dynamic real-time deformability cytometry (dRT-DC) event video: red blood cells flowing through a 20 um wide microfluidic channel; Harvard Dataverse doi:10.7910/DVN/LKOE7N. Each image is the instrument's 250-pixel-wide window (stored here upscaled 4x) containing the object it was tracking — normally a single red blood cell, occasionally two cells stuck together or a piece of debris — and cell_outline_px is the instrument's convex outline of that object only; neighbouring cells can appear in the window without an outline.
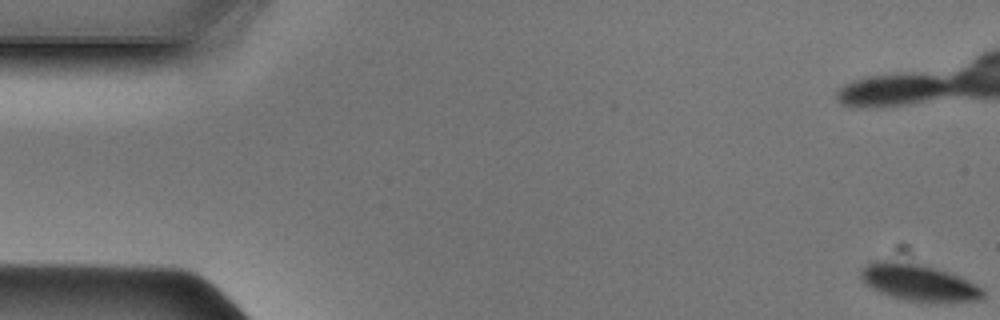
{"species": "Egyptian fruit bat (a non-hibernating species)", "species_latin": "Rousettus aegyptiacus", "temperature_condition": "cold", "stored_images_in_passage": 50, "camera_frame_rate_fps": 3000, "um_per_image_px": 0.085, "animal": {"sex": "male"}, "frame": {"image": 1, "passage_image": 1, "time_ms": 0.0, "image_size_px": [1000, 320], "cell_outline_px": [[984, 296], [980, 300], [936, 304], [904, 300], [880, 292], [872, 288], [860, 276], [860, 272], [868, 264], [880, 260], [884, 260], [924, 264], [960, 276], [984, 288]], "centroid_in_image_um": [78.18, 24.05], "position_along_channel_um": 6.8, "area_um2": 26.41}}